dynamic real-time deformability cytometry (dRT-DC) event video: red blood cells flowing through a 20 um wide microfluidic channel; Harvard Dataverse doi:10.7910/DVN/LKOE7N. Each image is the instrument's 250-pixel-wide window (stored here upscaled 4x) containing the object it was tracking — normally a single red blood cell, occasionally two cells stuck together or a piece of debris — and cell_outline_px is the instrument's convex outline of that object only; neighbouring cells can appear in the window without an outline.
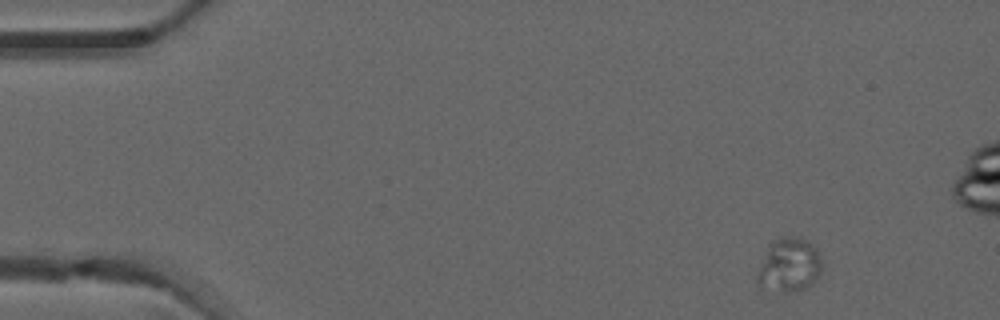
{"species": "common noctule bat (a hibernating species)", "species_latin": "Nyctalus noctula", "temperature_condition": "warm", "stored_images_in_passage": 5, "camera_frame_rate_fps": 3000, "um_per_image_px": 0.085, "animal": {"sex": "male", "forearm_length_mm": 52.5}, "frame": {"image": 1, "passage_image": 1, "time_ms": 0.0, "image_size_px": [1000, 320], "cell_outline_px": [[820, 272], [816, 280], [808, 288], [796, 292], [764, 296], [756, 280], [756, 276], [760, 264], [772, 240], [784, 236], [800, 236], [808, 240], [816, 248], [820, 256]], "centroid_in_image_um": [67.02, 22.63], "position_along_channel_um": 18.0, "area_um2": 21.44}}